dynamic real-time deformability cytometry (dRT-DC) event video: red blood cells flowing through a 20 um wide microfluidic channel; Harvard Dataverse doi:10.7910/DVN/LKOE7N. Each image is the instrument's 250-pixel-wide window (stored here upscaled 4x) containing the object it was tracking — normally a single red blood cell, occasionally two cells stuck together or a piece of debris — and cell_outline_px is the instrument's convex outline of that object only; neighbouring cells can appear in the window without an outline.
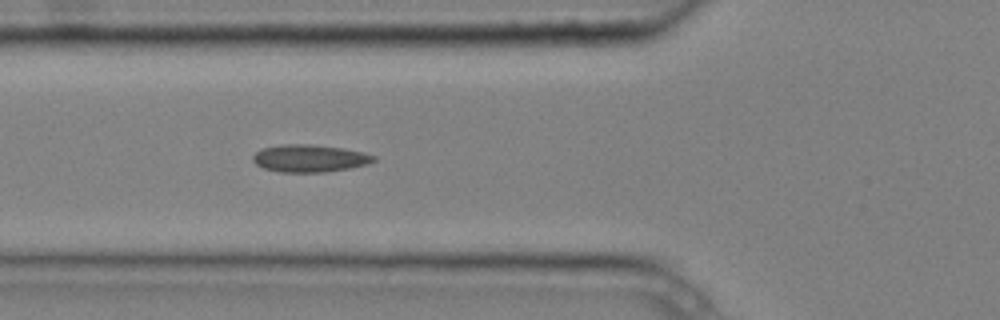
{"species": "common noctule bat (a hibernating species)", "species_latin": "Nyctalus noctula", "temperature_condition": "cold", "stored_images_in_passage": 5, "camera_frame_rate_fps": 3000, "um_per_image_px": 0.085, "animal": {"sex": "male", "body_mass_g": 20.4}, "frame": {"image": 1, "passage_image": 5, "time_ms": 1.333, "image_size_px": [1000, 320], "cell_outline_px": [[376, 160], [368, 164], [348, 168], [324, 172], [280, 172], [264, 168], [256, 164], [252, 160], [252, 156], [260, 148], [280, 144], [312, 144], [344, 148], [364, 152], [376, 156]], "centroid_in_image_um": [26.31, 13.44], "position_along_channel_um": 99.5, "area_um2": 19.48}}